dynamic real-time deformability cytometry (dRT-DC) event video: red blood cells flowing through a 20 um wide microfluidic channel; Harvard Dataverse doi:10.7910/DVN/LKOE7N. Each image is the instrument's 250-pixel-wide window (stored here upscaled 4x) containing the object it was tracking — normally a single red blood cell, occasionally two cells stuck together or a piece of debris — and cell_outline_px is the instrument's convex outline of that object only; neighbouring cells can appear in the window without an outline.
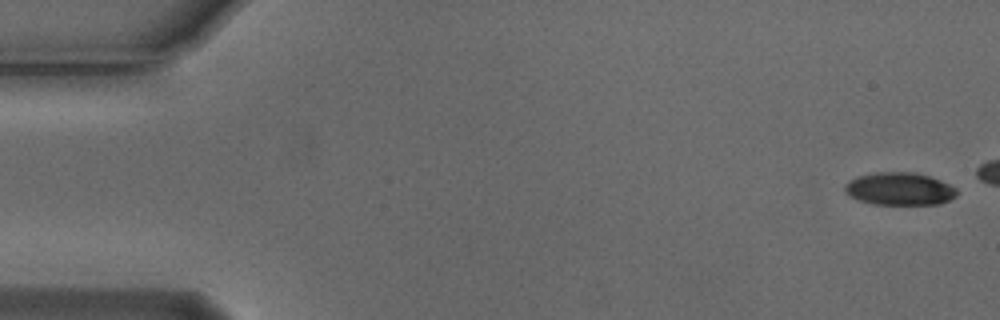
{"species": "Egyptian fruit bat (a non-hibernating species)", "species_latin": "Rousettus aegyptiacus", "temperature_condition": "cold", "stored_images_in_passage": 5, "camera_frame_rate_fps": 3000, "um_per_image_px": 0.085, "animal": {"sex": "male"}, "frame": {"image": 1, "passage_image": 1, "time_ms": 0.0, "image_size_px": [1000, 320], "cell_outline_px": [[956, 196], [940, 204], [872, 204], [848, 196], [844, 192], [844, 184], [848, 180], [856, 176], [876, 172], [916, 172], [940, 180], [956, 188]], "centroid_in_image_um": [76.4, 16.04], "position_along_channel_um": 8.6, "area_um2": 21.44}}